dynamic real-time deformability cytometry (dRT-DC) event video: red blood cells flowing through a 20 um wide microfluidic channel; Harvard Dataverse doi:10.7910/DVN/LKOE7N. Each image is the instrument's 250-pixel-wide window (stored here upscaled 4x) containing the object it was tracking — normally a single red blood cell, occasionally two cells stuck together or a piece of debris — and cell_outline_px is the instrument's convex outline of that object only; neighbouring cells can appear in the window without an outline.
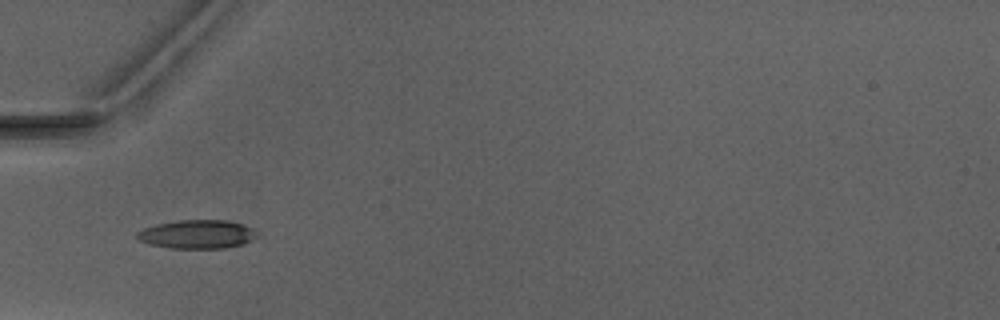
{"species": "Egyptian fruit bat (a non-hibernating species)", "species_latin": "Rousettus aegyptiacus", "temperature_condition": "warm", "stored_images_in_passage": 6, "camera_frame_rate_fps": 3000, "um_per_image_px": 0.085, "animal": {"sex": "male"}, "frame": {"image": 1, "passage_image": 5, "time_ms": 4.667, "image_size_px": [1000, 320], "cell_outline_px": [[260, 236], [252, 240], [240, 244], [224, 248], [172, 248], [148, 244], [140, 240], [136, 236], [136, 232], [144, 228], [156, 224], [176, 220], [228, 220], [244, 224], [252, 228]], "centroid_in_image_um": [16.77, 19.9], "position_along_channel_um": 68.2, "area_um2": 20.11}}
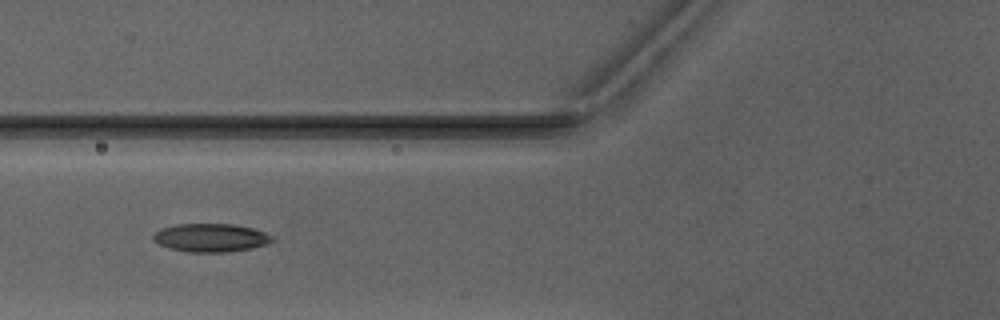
{"frame": {"image": 2, "passage_image": 6, "time_ms": 5.667, "image_size_px": [1000, 320], "cell_outline_px": [[276, 240], [252, 248], [224, 252], [188, 252], [168, 248], [160, 244], [152, 236], [160, 228], [176, 224], [232, 224], [252, 228], [276, 236]], "centroid_in_image_um": [17.94, 20.2], "position_along_channel_um": 107.9, "area_um2": 19.59}}